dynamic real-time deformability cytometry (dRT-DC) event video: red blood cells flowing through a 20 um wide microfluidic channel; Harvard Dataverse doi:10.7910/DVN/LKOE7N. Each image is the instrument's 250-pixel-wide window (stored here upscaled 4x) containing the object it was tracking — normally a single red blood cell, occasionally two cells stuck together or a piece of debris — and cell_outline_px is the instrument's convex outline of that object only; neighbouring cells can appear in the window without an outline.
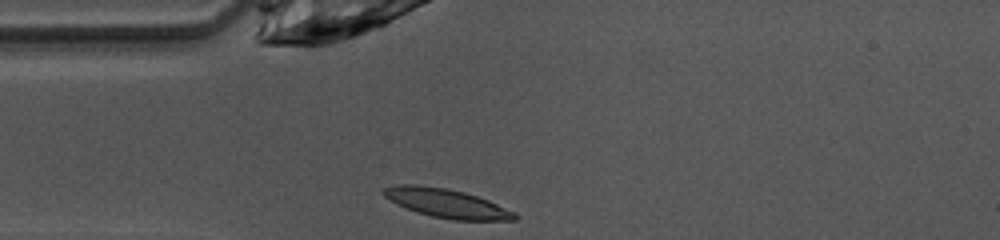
{"species": "common noctule bat (a hibernating species)", "species_latin": "Nyctalus noctula", "temperature_condition": "warm", "stored_images_in_passage": 37, "camera_frame_rate_fps": 3000, "um_per_image_px": 0.085, "animal": {"sex": "female", "body_mass_g": 10.0, "forearm_length_mm": 53.1}, "frame": {"image": 1, "passage_image": 1, "time_ms": 0.0, "image_size_px": [1000, 240], "cell_outline_px": [[520, 216], [516, 220], [452, 220], [432, 216], [416, 212], [396, 204], [384, 196], [380, 192], [380, 188], [396, 184], [416, 184], [444, 188], [464, 192], [488, 200], [516, 212]], "centroid_in_image_um": [37.93, 17.27], "position_along_channel_um": 47.1, "area_um2": 22.25}}
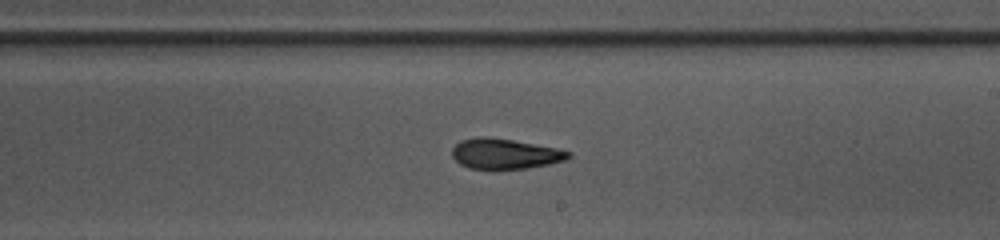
{"frame": {"image": 2, "passage_image": 16, "time_ms": 5.0, "image_size_px": [1000, 240], "cell_outline_px": [[572, 156], [564, 160], [548, 164], [528, 168], [468, 168], [460, 164], [452, 156], [452, 148], [460, 140], [476, 136], [488, 136], [512, 140], [556, 148], [572, 152]], "centroid_in_image_um": [42.89, 13.05], "position_along_channel_um": 246.1, "area_um2": 20.4}}
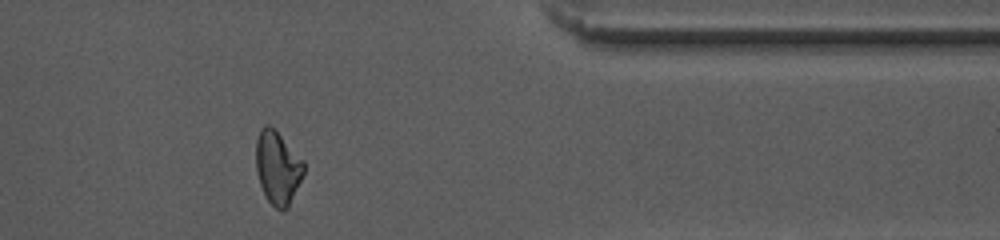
{"frame": {"image": 3, "passage_image": 28, "time_ms": 9.0, "image_size_px": [1000, 240], "cell_outline_px": [[304, 172], [288, 208], [284, 212], [280, 212], [264, 196], [256, 172], [256, 140], [260, 128], [264, 124], [268, 124], [304, 160]], "centroid_in_image_um": [23.58, 14.28], "position_along_channel_um": 387.8, "area_um2": 20.35}, "authors_computed_cell_mechanics": {"area_um2": 20.6346, "velocity_mm_per_s": 4.1048, "shape_relaxation_time_tau1_ms": 8.7555, "shape_relaxation_time_tau2_ms": 4.5199, "deformation_change_tau1": 0.2527, "deformation_change_tau2": 0.1265}}